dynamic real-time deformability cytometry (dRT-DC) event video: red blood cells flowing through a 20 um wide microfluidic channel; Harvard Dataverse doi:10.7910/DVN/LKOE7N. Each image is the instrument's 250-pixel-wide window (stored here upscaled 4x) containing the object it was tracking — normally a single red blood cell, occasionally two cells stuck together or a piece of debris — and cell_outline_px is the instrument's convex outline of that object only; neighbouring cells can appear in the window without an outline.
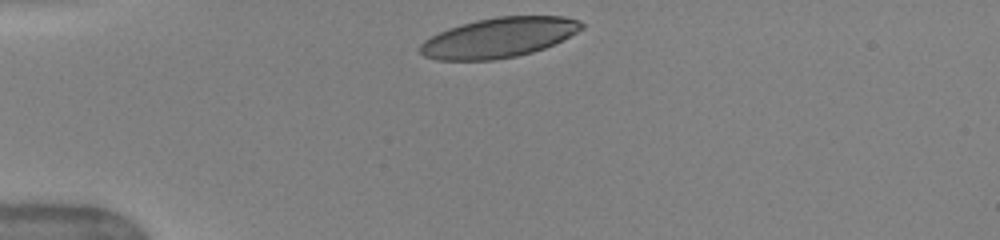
{"species": "human", "species_latin": "Homo sapiens", "temperature_condition": "warm", "stored_images_in_passage": 31, "camera_frame_rate_fps": 3000, "um_per_image_px": 0.085, "donor": {"sex": "female"}, "frame": {"image": 1, "passage_image": 1, "time_ms": 0.0, "image_size_px": [1000, 240], "cell_outline_px": [[584, 28], [544, 48], [532, 52], [516, 56], [496, 60], [436, 60], [424, 56], [420, 52], [420, 44], [424, 40], [448, 28], [460, 24], [476, 20], [496, 16], [564, 16], [580, 20], [584, 24]], "centroid_in_image_um": [42.39, 3.19], "position_along_channel_um": 42.6, "area_um2": 37.45}}
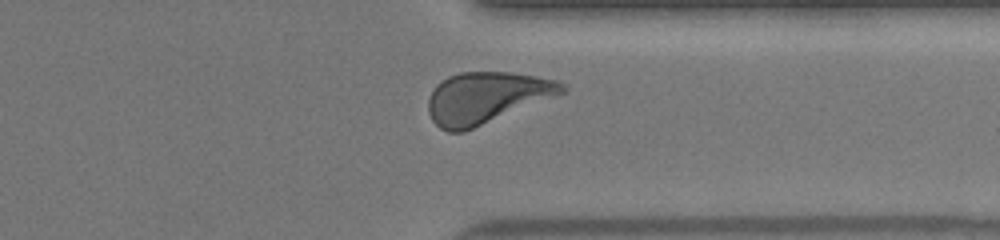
{"frame": {"image": 2, "passage_image": 28, "time_ms": 9.0, "image_size_px": [1000, 240], "cell_outline_px": [[564, 92], [556, 96], [464, 132], [448, 132], [440, 128], [432, 120], [428, 112], [428, 100], [436, 84], [440, 80], [448, 76], [460, 72], [512, 72], [560, 80], [564, 84]], "centroid_in_image_um": [41.32, 8.3], "position_along_channel_um": 370.1, "area_um2": 40.11}, "authors_computed_cell_mechanics": {"area_um2": 39.8242, "velocity_mm_per_s": 4.0253, "shape_relaxation_time_tau1_ms": 2.7765, "shape_relaxation_time_tau2_ms": 0.7776, "deformation_change_tau1": 0.1592, "deformation_change_tau2": 0.0722}}